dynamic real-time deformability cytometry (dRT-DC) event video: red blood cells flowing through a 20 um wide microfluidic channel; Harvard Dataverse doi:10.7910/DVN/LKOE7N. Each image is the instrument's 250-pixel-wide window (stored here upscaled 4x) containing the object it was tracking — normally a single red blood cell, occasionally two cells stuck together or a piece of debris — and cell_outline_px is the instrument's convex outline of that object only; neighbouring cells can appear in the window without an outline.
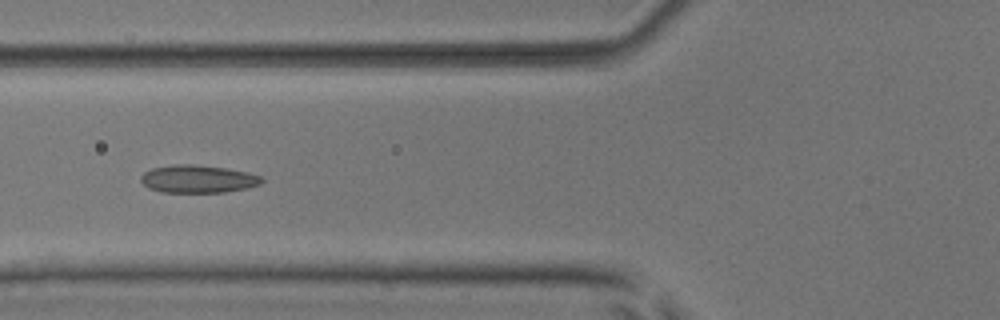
{"species": "common noctule bat (a hibernating species)", "species_latin": "Nyctalus noctula", "temperature_condition": "room temperature", "stored_images_in_passage": 10, "camera_frame_rate_fps": 3000, "um_per_image_px": 0.085, "animal": {"sex": "male", "body_mass_g": 17.9, "forearm_length_mm": 54.2}, "frame": {"image": 1, "passage_image": 6, "time_ms": 6.667, "image_size_px": [1000, 320], "cell_outline_px": [[264, 180], [260, 184], [244, 188], [224, 192], [160, 192], [148, 188], [140, 180], [140, 176], [144, 172], [152, 168], [172, 164], [196, 164], [224, 168], [248, 172], [260, 176]], "centroid_in_image_um": [16.78, 15.2], "position_along_channel_um": 109.0, "area_um2": 19.54}}
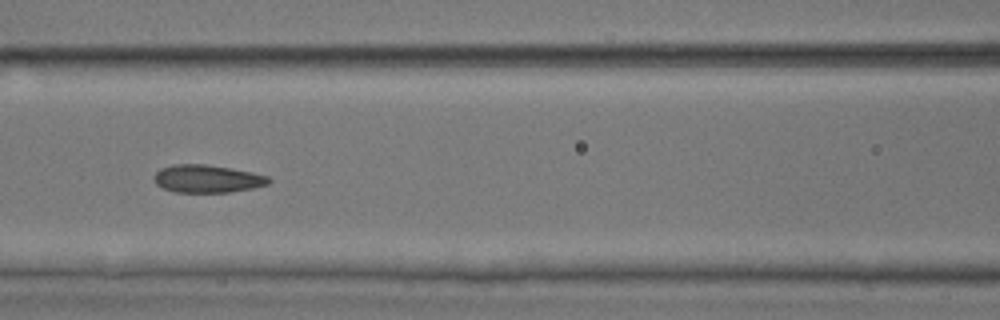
{"frame": {"image": 2, "passage_image": 7, "time_ms": 7.667, "image_size_px": [1000, 320], "cell_outline_px": [[272, 180], [268, 184], [252, 188], [228, 192], [176, 192], [164, 188], [156, 184], [152, 176], [160, 168], [172, 164], [204, 164], [232, 168], [252, 172], [268, 176]], "centroid_in_image_um": [17.6, 15.18], "position_along_channel_um": 149.0, "area_um2": 18.61}}